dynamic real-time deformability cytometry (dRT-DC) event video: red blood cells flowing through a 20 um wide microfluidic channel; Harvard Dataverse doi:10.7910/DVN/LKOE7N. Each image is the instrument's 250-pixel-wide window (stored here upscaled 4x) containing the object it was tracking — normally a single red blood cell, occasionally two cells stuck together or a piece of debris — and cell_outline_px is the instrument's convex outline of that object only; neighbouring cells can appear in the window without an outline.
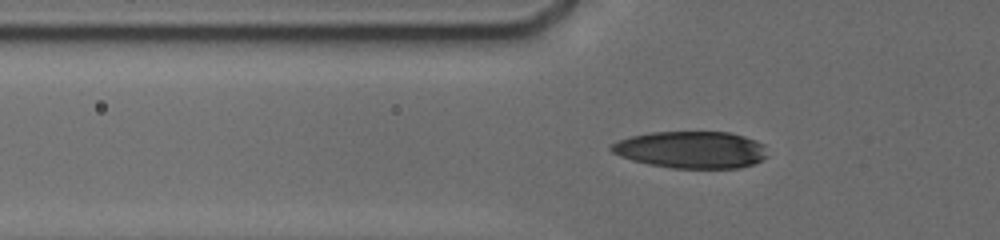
{"species": "human", "species_latin": "Homo sapiens", "temperature_condition": "cold", "stored_images_in_passage": 30, "camera_frame_rate_fps": 3000, "um_per_image_px": 0.085, "donor": {"sex": "male"}, "frame": {"image": 1, "passage_image": 14, "time_ms": 7.0, "image_size_px": [1000, 240], "cell_outline_px": [[768, 156], [752, 164], [740, 168], [672, 168], [632, 160], [620, 156], [612, 152], [612, 144], [620, 140], [632, 136], [652, 132], [728, 132], [744, 136], [756, 140], [764, 144]], "centroid_in_image_um": [58.8, 12.73], "position_along_channel_um": 67.0, "area_um2": 33.41}}
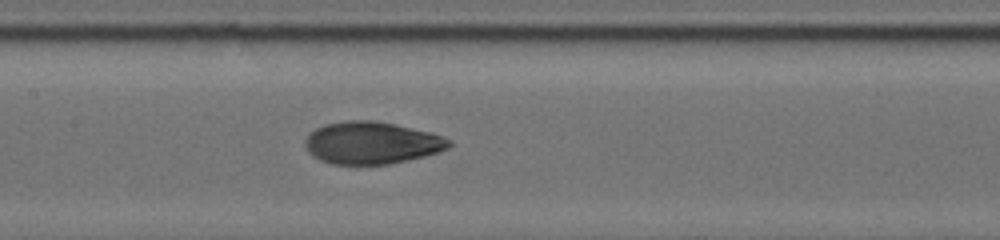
{"frame": {"image": 2, "passage_image": 21, "time_ms": 10.0, "image_size_px": [1000, 240], "cell_outline_px": [[452, 144], [448, 148], [440, 152], [408, 160], [388, 164], [332, 164], [320, 160], [312, 156], [304, 148], [304, 140], [316, 128], [324, 124], [344, 120], [376, 120], [428, 132], [452, 140]], "centroid_in_image_um": [31.56, 12.14], "position_along_channel_um": 175.8, "area_um2": 35.49}}
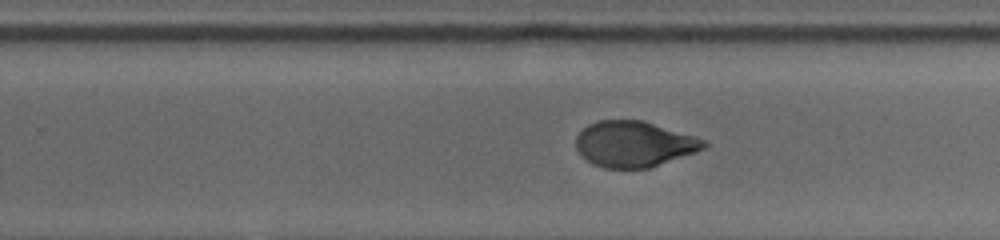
{"frame": {"image": 3, "passage_image": 28, "time_ms": 12.667, "image_size_px": [1000, 240], "cell_outline_px": [[708, 144], [704, 148], [696, 152], [648, 168], [604, 168], [592, 164], [580, 156], [576, 148], [576, 136], [588, 124], [600, 120], [644, 120], [696, 136], [708, 140]], "centroid_in_image_um": [53.9, 12.24], "position_along_channel_um": 275.9, "area_um2": 34.39}}